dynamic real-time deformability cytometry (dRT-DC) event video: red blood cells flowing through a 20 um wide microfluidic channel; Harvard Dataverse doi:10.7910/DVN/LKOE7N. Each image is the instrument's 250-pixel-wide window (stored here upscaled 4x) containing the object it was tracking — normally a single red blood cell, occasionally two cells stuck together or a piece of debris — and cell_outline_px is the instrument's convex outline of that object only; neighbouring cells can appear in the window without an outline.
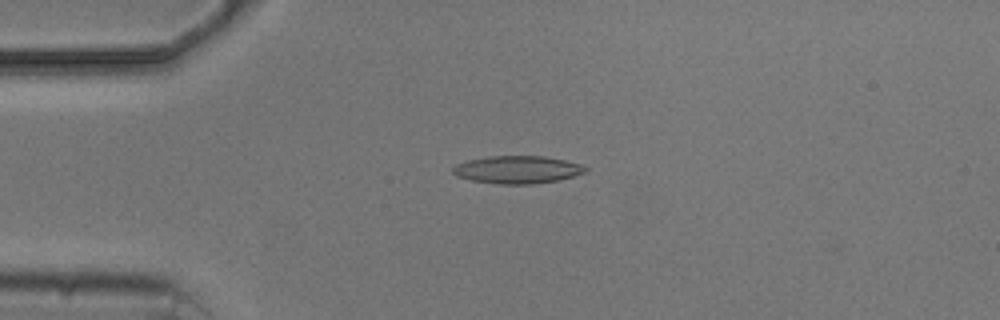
{"species": "common noctule bat (a hibernating species)", "species_latin": "Nyctalus noctula", "temperature_condition": "cold", "stored_images_in_passage": 4, "camera_frame_rate_fps": 3000, "um_per_image_px": 0.085, "animal": {"sex": "male", "body_mass_g": 20.5, "forearm_length_mm": 52.5}, "frame": {"image": 1, "passage_image": 3, "time_ms": 2.333, "image_size_px": [1000, 320], "cell_outline_px": [[588, 168], [584, 172], [572, 176], [556, 180], [532, 184], [500, 184], [472, 180], [456, 176], [452, 172], [452, 168], [456, 164], [468, 160], [488, 156], [544, 156], [564, 160], [580, 164]], "centroid_in_image_um": [43.94, 14.41], "position_along_channel_um": 41.1, "area_um2": 21.15}}